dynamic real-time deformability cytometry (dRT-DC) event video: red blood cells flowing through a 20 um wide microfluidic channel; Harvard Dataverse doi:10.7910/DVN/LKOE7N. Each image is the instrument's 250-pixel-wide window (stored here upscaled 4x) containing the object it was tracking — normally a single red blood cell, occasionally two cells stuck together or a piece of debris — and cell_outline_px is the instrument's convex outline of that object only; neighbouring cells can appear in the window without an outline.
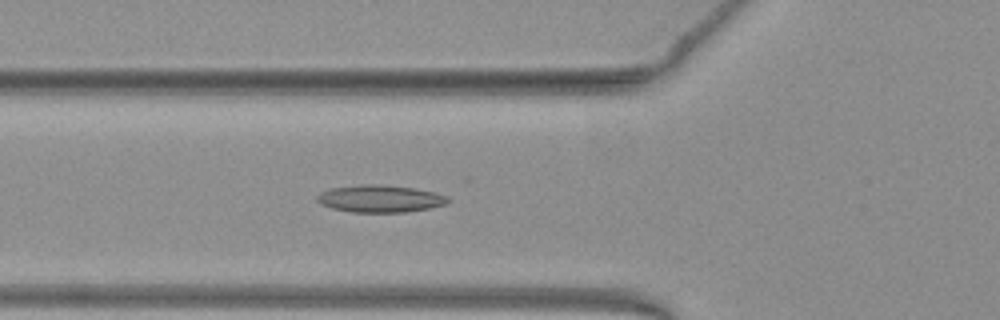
{"species": "common noctule bat (a hibernating species)", "species_latin": "Nyctalus noctula", "temperature_condition": "warm", "stored_images_in_passage": 51, "camera_frame_rate_fps": 3000, "um_per_image_px": 0.085, "animal": {"sex": "female", "body_mass_g": 19.3, "forearm_length_mm": 54.1}, "frame": {"image": 1, "passage_image": 18, "time_ms": 5.667, "image_size_px": [1000, 320], "cell_outline_px": [[452, 200], [448, 204], [432, 208], [404, 212], [352, 212], [332, 208], [320, 204], [316, 200], [316, 196], [320, 192], [332, 188], [368, 184], [376, 184], [412, 188], [436, 192], [448, 196]], "centroid_in_image_um": [32.36, 16.9], "position_along_channel_um": 93.4, "area_um2": 20.87}}
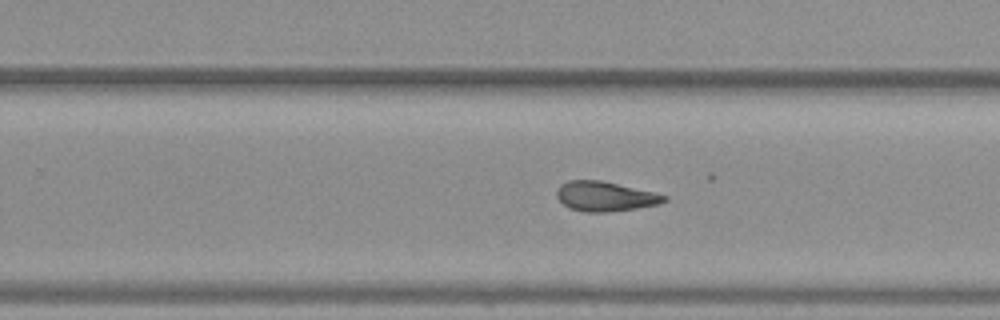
{"frame": {"image": 2, "passage_image": 32, "time_ms": 10.333, "image_size_px": [1000, 320], "cell_outline_px": [[668, 200], [660, 204], [636, 208], [608, 212], [584, 212], [568, 208], [556, 196], [556, 188], [560, 184], [568, 180], [600, 180], [656, 192], [668, 196]], "centroid_in_image_um": [51.44, 16.69], "position_along_channel_um": 278.4, "area_um2": 18.84}}
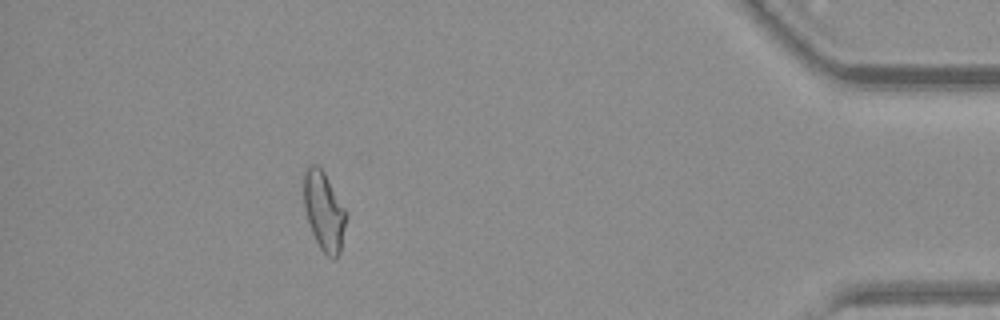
{"frame": {"image": 3, "passage_image": 46, "time_ms": 15.0, "image_size_px": [1000, 320], "cell_outline_px": [[348, 216], [340, 252], [336, 260], [332, 260], [320, 248], [312, 232], [308, 220], [304, 204], [304, 172], [312, 164], [316, 164], [324, 172], [348, 212]], "centroid_in_image_um": [27.58, 17.98], "position_along_channel_um": 407.6, "area_um2": 19.54}, "authors_computed_cell_mechanics": {"area_um2": 19.7098, "velocity_mm_per_s": 3.9576, "shape_relaxation_time_tau1_ms": null, "shape_relaxation_time_tau2_ms": 3.8957, "deformation_change_tau1": null, "deformation_change_tau2": 0.1262}}